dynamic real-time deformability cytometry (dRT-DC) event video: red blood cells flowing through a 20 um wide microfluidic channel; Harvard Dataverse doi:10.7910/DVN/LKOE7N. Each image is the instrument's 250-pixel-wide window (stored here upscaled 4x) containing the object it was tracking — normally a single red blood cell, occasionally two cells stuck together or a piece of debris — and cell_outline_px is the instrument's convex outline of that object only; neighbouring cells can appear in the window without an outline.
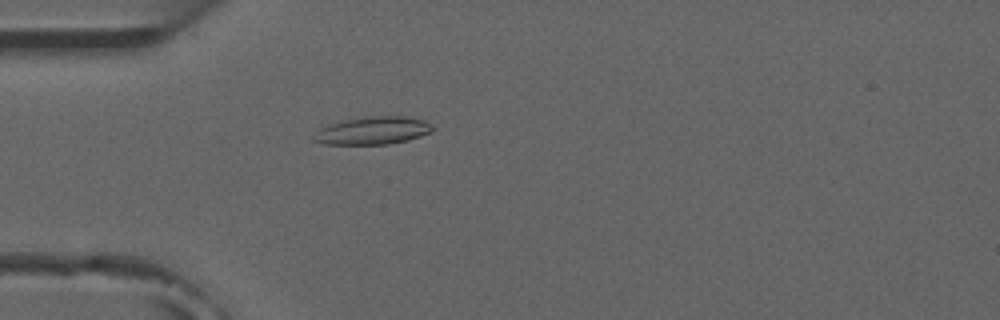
{"species": "common noctule bat (a hibernating species)", "species_latin": "Nyctalus noctula", "temperature_condition": "room temperature", "stored_images_in_passage": 5, "camera_frame_rate_fps": 3000, "um_per_image_px": 0.085, "animal": {"sex": "male", "forearm_length_mm": 52.5}, "frame": {"image": 1, "passage_image": 5, "time_ms": 4.667, "image_size_px": [1000, 320], "cell_outline_px": [[436, 128], [432, 132], [408, 140], [388, 144], [324, 144], [312, 140], [312, 136], [320, 128], [328, 124], [344, 120], [368, 116], [408, 116], [424, 120], [432, 124]], "centroid_in_image_um": [31.71, 11.09], "position_along_channel_um": 53.3, "area_um2": 19.42}}